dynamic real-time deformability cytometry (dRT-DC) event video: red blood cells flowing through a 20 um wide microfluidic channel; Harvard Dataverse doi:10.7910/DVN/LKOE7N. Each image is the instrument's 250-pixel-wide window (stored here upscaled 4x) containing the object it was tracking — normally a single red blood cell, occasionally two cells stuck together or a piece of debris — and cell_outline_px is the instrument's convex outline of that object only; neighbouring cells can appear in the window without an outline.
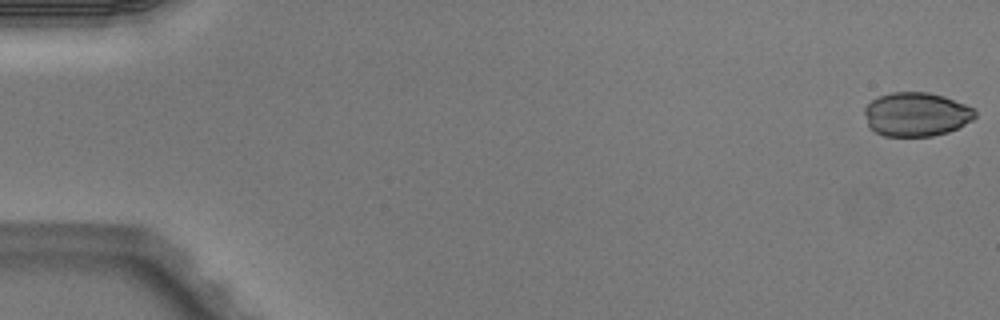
{"species": "Egyptian fruit bat (a non-hibernating species)", "species_latin": "Rousettus aegyptiacus", "temperature_condition": "warm", "stored_images_in_passage": 4, "camera_frame_rate_fps": 3000, "um_per_image_px": 0.085, "animal": {"sex": "male"}, "frame": {"image": 1, "passage_image": 1, "time_ms": 0.0, "image_size_px": [1000, 320], "cell_outline_px": [[976, 116], [972, 120], [948, 132], [932, 136], [884, 136], [876, 132], [868, 124], [864, 112], [864, 108], [872, 100], [880, 96], [892, 92], [928, 92], [944, 96], [964, 104], [972, 108], [976, 112]], "centroid_in_image_um": [77.88, 9.71], "position_along_channel_um": 7.1, "area_um2": 28.09}}